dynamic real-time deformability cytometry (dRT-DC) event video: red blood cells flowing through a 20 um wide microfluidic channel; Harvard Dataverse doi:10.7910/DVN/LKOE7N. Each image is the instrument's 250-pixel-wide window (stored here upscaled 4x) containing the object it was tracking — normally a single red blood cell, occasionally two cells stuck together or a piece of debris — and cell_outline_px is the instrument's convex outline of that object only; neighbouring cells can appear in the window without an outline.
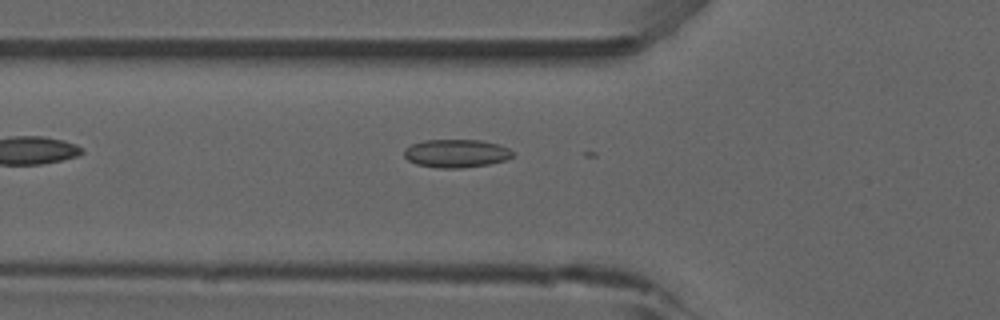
{"species": "common noctule bat (a hibernating species)", "species_latin": "Nyctalus noctula", "temperature_condition": "room temperature", "stored_images_in_passage": 13, "camera_frame_rate_fps": 3000, "um_per_image_px": 0.085, "animal": {"sex": "male", "forearm_length_mm": 52.5}, "frame": {"image": 1, "passage_image": 2, "time_ms": 0.333, "image_size_px": [1000, 320], "cell_outline_px": [[516, 152], [512, 156], [504, 160], [488, 164], [460, 168], [440, 168], [416, 164], [408, 160], [404, 156], [404, 148], [412, 144], [424, 140], [480, 140], [496, 144], [508, 148]], "centroid_in_image_um": [38.76, 13.03], "position_along_channel_um": 87.0, "area_um2": 17.74}}
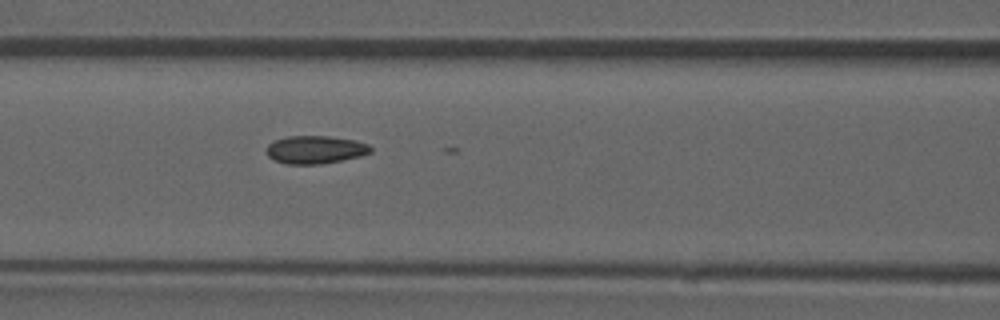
{"frame": {"image": 2, "passage_image": 6, "time_ms": 1.667, "image_size_px": [1000, 320], "cell_outline_px": [[372, 152], [360, 156], [320, 164], [288, 164], [276, 160], [268, 156], [268, 144], [272, 140], [288, 136], [328, 136], [356, 140], [368, 144], [372, 148]], "centroid_in_image_um": [26.82, 12.71], "position_along_channel_um": 139.8, "area_um2": 16.88}}